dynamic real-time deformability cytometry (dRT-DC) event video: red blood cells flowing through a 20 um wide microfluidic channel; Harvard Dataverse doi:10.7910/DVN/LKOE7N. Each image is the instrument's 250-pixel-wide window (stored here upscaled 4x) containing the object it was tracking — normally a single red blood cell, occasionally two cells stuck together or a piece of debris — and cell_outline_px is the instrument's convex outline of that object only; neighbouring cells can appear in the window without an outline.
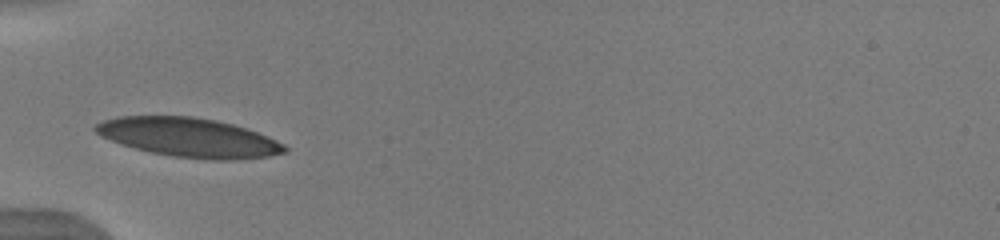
{"species": "human", "species_latin": "Homo sapiens", "temperature_condition": "warm", "stored_images_in_passage": 26, "camera_frame_rate_fps": 3000, "um_per_image_px": 0.085, "donor": {"sex": "male"}, "frame": {"image": 1, "passage_image": 1, "time_ms": 0.0, "image_size_px": [1000, 240], "cell_outline_px": [[288, 152], [268, 156], [232, 160], [212, 160], [172, 156], [152, 152], [120, 144], [100, 136], [92, 128], [96, 124], [104, 120], [120, 116], [192, 116], [216, 120], [232, 124], [256, 132], [276, 140], [284, 144], [288, 148]], "centroid_in_image_um": [16.05, 11.68], "position_along_channel_um": 69.0, "area_um2": 42.95}}
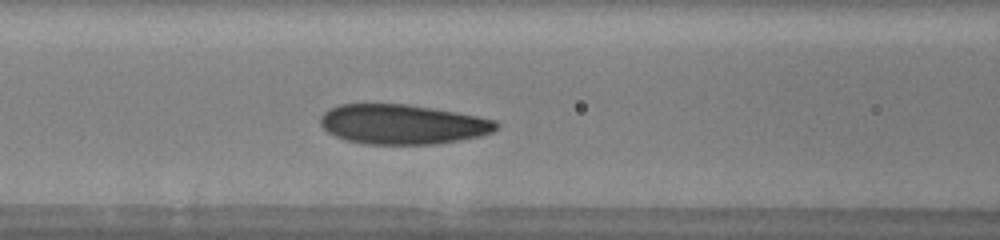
{"frame": {"image": 2, "passage_image": 5, "time_ms": 1.333, "image_size_px": [1000, 240], "cell_outline_px": [[500, 128], [492, 132], [480, 136], [440, 144], [364, 144], [344, 140], [328, 132], [320, 124], [320, 116], [328, 108], [340, 104], [408, 104], [456, 112], [496, 120], [500, 124]], "centroid_in_image_um": [34.22, 10.57], "position_along_channel_um": 132.4, "area_um2": 41.04}}
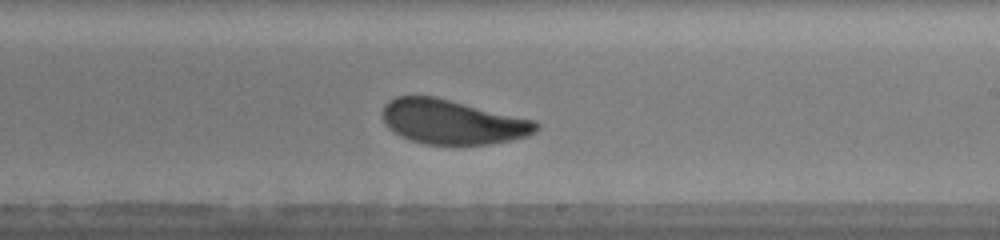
{"frame": {"image": 3, "passage_image": 12, "time_ms": 3.667, "image_size_px": [1000, 240], "cell_outline_px": [[540, 128], [536, 132], [528, 136], [512, 140], [488, 144], [424, 144], [400, 136], [388, 128], [384, 124], [380, 116], [384, 104], [388, 100], [396, 96], [436, 96], [536, 120], [540, 124]], "centroid_in_image_um": [38.45, 10.35], "position_along_channel_um": 250.5, "area_um2": 40.4}, "authors_computed_cell_mechanics": {"area_um2": 40.6912, "velocity_mm_per_s": 3.9686, "shape_relaxation_time_tau1_ms": 1.9347, "shape_relaxation_time_tau2_ms": 7.2398, "deformation_change_tau1": 0.1325, "deformation_change_tau2": 0.1214}}